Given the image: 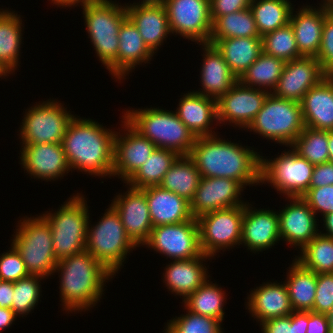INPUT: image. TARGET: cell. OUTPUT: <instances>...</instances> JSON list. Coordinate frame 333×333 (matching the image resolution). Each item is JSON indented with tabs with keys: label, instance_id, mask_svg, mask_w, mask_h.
I'll use <instances>...</instances> for the list:
<instances>
[{
	"label": "cell",
	"instance_id": "1",
	"mask_svg": "<svg viewBox=\"0 0 333 333\" xmlns=\"http://www.w3.org/2000/svg\"><path fill=\"white\" fill-rule=\"evenodd\" d=\"M251 146L221 139L217 134L196 137L188 155L201 177H225L239 181L245 188L261 185V154ZM251 185V186H250Z\"/></svg>",
	"mask_w": 333,
	"mask_h": 333
},
{
	"label": "cell",
	"instance_id": "2",
	"mask_svg": "<svg viewBox=\"0 0 333 333\" xmlns=\"http://www.w3.org/2000/svg\"><path fill=\"white\" fill-rule=\"evenodd\" d=\"M76 116L70 121L61 143L71 172L76 170L111 179L116 131L104 128L94 119Z\"/></svg>",
	"mask_w": 333,
	"mask_h": 333
},
{
	"label": "cell",
	"instance_id": "3",
	"mask_svg": "<svg viewBox=\"0 0 333 333\" xmlns=\"http://www.w3.org/2000/svg\"><path fill=\"white\" fill-rule=\"evenodd\" d=\"M55 272L60 274V305L67 314L94 308L104 295L106 282L115 276L86 250L59 260Z\"/></svg>",
	"mask_w": 333,
	"mask_h": 333
},
{
	"label": "cell",
	"instance_id": "4",
	"mask_svg": "<svg viewBox=\"0 0 333 333\" xmlns=\"http://www.w3.org/2000/svg\"><path fill=\"white\" fill-rule=\"evenodd\" d=\"M81 8L96 56L117 82L118 33L127 18L126 7L117 0H98L81 4Z\"/></svg>",
	"mask_w": 333,
	"mask_h": 333
},
{
	"label": "cell",
	"instance_id": "5",
	"mask_svg": "<svg viewBox=\"0 0 333 333\" xmlns=\"http://www.w3.org/2000/svg\"><path fill=\"white\" fill-rule=\"evenodd\" d=\"M130 109L124 110V119L157 148L172 150L180 156L190 154L196 137L175 111L159 107Z\"/></svg>",
	"mask_w": 333,
	"mask_h": 333
},
{
	"label": "cell",
	"instance_id": "6",
	"mask_svg": "<svg viewBox=\"0 0 333 333\" xmlns=\"http://www.w3.org/2000/svg\"><path fill=\"white\" fill-rule=\"evenodd\" d=\"M70 197L55 212L41 214L50 225L57 261L83 252L86 247L90 206L79 192Z\"/></svg>",
	"mask_w": 333,
	"mask_h": 333
},
{
	"label": "cell",
	"instance_id": "7",
	"mask_svg": "<svg viewBox=\"0 0 333 333\" xmlns=\"http://www.w3.org/2000/svg\"><path fill=\"white\" fill-rule=\"evenodd\" d=\"M12 245L22 257L29 275L48 278L54 275L57 265L53 250L51 228L40 214L24 216L17 221Z\"/></svg>",
	"mask_w": 333,
	"mask_h": 333
},
{
	"label": "cell",
	"instance_id": "8",
	"mask_svg": "<svg viewBox=\"0 0 333 333\" xmlns=\"http://www.w3.org/2000/svg\"><path fill=\"white\" fill-rule=\"evenodd\" d=\"M99 220L93 226L90 219L88 221L85 250L116 276L128 253L138 246L127 235L120 216L111 205Z\"/></svg>",
	"mask_w": 333,
	"mask_h": 333
},
{
	"label": "cell",
	"instance_id": "9",
	"mask_svg": "<svg viewBox=\"0 0 333 333\" xmlns=\"http://www.w3.org/2000/svg\"><path fill=\"white\" fill-rule=\"evenodd\" d=\"M303 128L301 103L278 98L269 93L262 109L246 130L288 148Z\"/></svg>",
	"mask_w": 333,
	"mask_h": 333
},
{
	"label": "cell",
	"instance_id": "10",
	"mask_svg": "<svg viewBox=\"0 0 333 333\" xmlns=\"http://www.w3.org/2000/svg\"><path fill=\"white\" fill-rule=\"evenodd\" d=\"M313 169L314 164L300 157L289 146L287 151L283 150L275 158L261 156L260 183L270 184L277 194L279 192L285 198L301 197L310 188Z\"/></svg>",
	"mask_w": 333,
	"mask_h": 333
},
{
	"label": "cell",
	"instance_id": "11",
	"mask_svg": "<svg viewBox=\"0 0 333 333\" xmlns=\"http://www.w3.org/2000/svg\"><path fill=\"white\" fill-rule=\"evenodd\" d=\"M64 103L48 99L25 109L19 127L20 145L62 143L66 129L75 116Z\"/></svg>",
	"mask_w": 333,
	"mask_h": 333
},
{
	"label": "cell",
	"instance_id": "12",
	"mask_svg": "<svg viewBox=\"0 0 333 333\" xmlns=\"http://www.w3.org/2000/svg\"><path fill=\"white\" fill-rule=\"evenodd\" d=\"M244 205L215 210L197 218L202 253L212 257L241 244Z\"/></svg>",
	"mask_w": 333,
	"mask_h": 333
},
{
	"label": "cell",
	"instance_id": "13",
	"mask_svg": "<svg viewBox=\"0 0 333 333\" xmlns=\"http://www.w3.org/2000/svg\"><path fill=\"white\" fill-rule=\"evenodd\" d=\"M142 247H148L157 254L173 260L201 256L197 218L176 224L153 227L148 240Z\"/></svg>",
	"mask_w": 333,
	"mask_h": 333
},
{
	"label": "cell",
	"instance_id": "14",
	"mask_svg": "<svg viewBox=\"0 0 333 333\" xmlns=\"http://www.w3.org/2000/svg\"><path fill=\"white\" fill-rule=\"evenodd\" d=\"M171 35L197 44L209 43L212 19L210 0H165Z\"/></svg>",
	"mask_w": 333,
	"mask_h": 333
},
{
	"label": "cell",
	"instance_id": "15",
	"mask_svg": "<svg viewBox=\"0 0 333 333\" xmlns=\"http://www.w3.org/2000/svg\"><path fill=\"white\" fill-rule=\"evenodd\" d=\"M269 92L242 84L239 80L217 101L218 125L231 124L245 130L262 109ZM234 124V125H233Z\"/></svg>",
	"mask_w": 333,
	"mask_h": 333
},
{
	"label": "cell",
	"instance_id": "16",
	"mask_svg": "<svg viewBox=\"0 0 333 333\" xmlns=\"http://www.w3.org/2000/svg\"><path fill=\"white\" fill-rule=\"evenodd\" d=\"M121 131H116L114 138V178H121L124 183L144 164L157 148L149 139L142 136L121 116ZM120 132H122L120 134Z\"/></svg>",
	"mask_w": 333,
	"mask_h": 333
},
{
	"label": "cell",
	"instance_id": "17",
	"mask_svg": "<svg viewBox=\"0 0 333 333\" xmlns=\"http://www.w3.org/2000/svg\"><path fill=\"white\" fill-rule=\"evenodd\" d=\"M286 200L289 204L277 211L280 239L301 251L319 233V219L301 197Z\"/></svg>",
	"mask_w": 333,
	"mask_h": 333
},
{
	"label": "cell",
	"instance_id": "18",
	"mask_svg": "<svg viewBox=\"0 0 333 333\" xmlns=\"http://www.w3.org/2000/svg\"><path fill=\"white\" fill-rule=\"evenodd\" d=\"M246 189L239 181L225 177H201L190 209L194 218L215 210L245 205L242 192Z\"/></svg>",
	"mask_w": 333,
	"mask_h": 333
},
{
	"label": "cell",
	"instance_id": "19",
	"mask_svg": "<svg viewBox=\"0 0 333 333\" xmlns=\"http://www.w3.org/2000/svg\"><path fill=\"white\" fill-rule=\"evenodd\" d=\"M19 155V164L34 179L55 181L71 171L61 143L21 145Z\"/></svg>",
	"mask_w": 333,
	"mask_h": 333
},
{
	"label": "cell",
	"instance_id": "20",
	"mask_svg": "<svg viewBox=\"0 0 333 333\" xmlns=\"http://www.w3.org/2000/svg\"><path fill=\"white\" fill-rule=\"evenodd\" d=\"M327 75L315 57H300L285 63L272 94L278 98L301 102L304 95Z\"/></svg>",
	"mask_w": 333,
	"mask_h": 333
},
{
	"label": "cell",
	"instance_id": "21",
	"mask_svg": "<svg viewBox=\"0 0 333 333\" xmlns=\"http://www.w3.org/2000/svg\"><path fill=\"white\" fill-rule=\"evenodd\" d=\"M127 191L118 193L112 199L111 206L120 216L127 235L141 247L149 238L152 231V221L149 206L143 189L130 187Z\"/></svg>",
	"mask_w": 333,
	"mask_h": 333
},
{
	"label": "cell",
	"instance_id": "22",
	"mask_svg": "<svg viewBox=\"0 0 333 333\" xmlns=\"http://www.w3.org/2000/svg\"><path fill=\"white\" fill-rule=\"evenodd\" d=\"M252 206L244 205L240 245L259 254L280 242L279 217L277 211Z\"/></svg>",
	"mask_w": 333,
	"mask_h": 333
},
{
	"label": "cell",
	"instance_id": "23",
	"mask_svg": "<svg viewBox=\"0 0 333 333\" xmlns=\"http://www.w3.org/2000/svg\"><path fill=\"white\" fill-rule=\"evenodd\" d=\"M319 6L304 5L293 8L290 25L293 29L297 47L301 56L317 57L321 45L322 29L328 11L321 3ZM316 7V8H315ZM295 12V13H293Z\"/></svg>",
	"mask_w": 333,
	"mask_h": 333
},
{
	"label": "cell",
	"instance_id": "24",
	"mask_svg": "<svg viewBox=\"0 0 333 333\" xmlns=\"http://www.w3.org/2000/svg\"><path fill=\"white\" fill-rule=\"evenodd\" d=\"M181 96L183 97L179 99L175 112L193 135L203 137L218 133L213 131L214 127L212 126L215 125V122L216 125L218 124L216 99L201 95L193 90Z\"/></svg>",
	"mask_w": 333,
	"mask_h": 333
},
{
	"label": "cell",
	"instance_id": "25",
	"mask_svg": "<svg viewBox=\"0 0 333 333\" xmlns=\"http://www.w3.org/2000/svg\"><path fill=\"white\" fill-rule=\"evenodd\" d=\"M248 294L247 307L257 323L271 318L290 315L293 312L285 282H263Z\"/></svg>",
	"mask_w": 333,
	"mask_h": 333
},
{
	"label": "cell",
	"instance_id": "26",
	"mask_svg": "<svg viewBox=\"0 0 333 333\" xmlns=\"http://www.w3.org/2000/svg\"><path fill=\"white\" fill-rule=\"evenodd\" d=\"M213 258L202 254L201 256L173 260L165 266L162 280L168 291L174 296H182V301L197 288H199L209 277V270L205 266L206 260ZM204 263V264H203ZM205 266V267H204Z\"/></svg>",
	"mask_w": 333,
	"mask_h": 333
},
{
	"label": "cell",
	"instance_id": "27",
	"mask_svg": "<svg viewBox=\"0 0 333 333\" xmlns=\"http://www.w3.org/2000/svg\"><path fill=\"white\" fill-rule=\"evenodd\" d=\"M203 50V62L200 67L201 88L194 90L204 96L218 99L226 94L238 81L217 48L210 43L198 44ZM202 90V91H201Z\"/></svg>",
	"mask_w": 333,
	"mask_h": 333
},
{
	"label": "cell",
	"instance_id": "28",
	"mask_svg": "<svg viewBox=\"0 0 333 333\" xmlns=\"http://www.w3.org/2000/svg\"><path fill=\"white\" fill-rule=\"evenodd\" d=\"M127 17L155 54L171 34L164 5H125ZM157 51V52H156Z\"/></svg>",
	"mask_w": 333,
	"mask_h": 333
},
{
	"label": "cell",
	"instance_id": "29",
	"mask_svg": "<svg viewBox=\"0 0 333 333\" xmlns=\"http://www.w3.org/2000/svg\"><path fill=\"white\" fill-rule=\"evenodd\" d=\"M152 226L176 224L193 219L190 202L160 185L144 188Z\"/></svg>",
	"mask_w": 333,
	"mask_h": 333
},
{
	"label": "cell",
	"instance_id": "30",
	"mask_svg": "<svg viewBox=\"0 0 333 333\" xmlns=\"http://www.w3.org/2000/svg\"><path fill=\"white\" fill-rule=\"evenodd\" d=\"M300 103L304 127L333 130V76L312 87Z\"/></svg>",
	"mask_w": 333,
	"mask_h": 333
},
{
	"label": "cell",
	"instance_id": "31",
	"mask_svg": "<svg viewBox=\"0 0 333 333\" xmlns=\"http://www.w3.org/2000/svg\"><path fill=\"white\" fill-rule=\"evenodd\" d=\"M117 81L126 79L138 65L150 63L155 55L145 44L138 28L127 17L119 29Z\"/></svg>",
	"mask_w": 333,
	"mask_h": 333
},
{
	"label": "cell",
	"instance_id": "32",
	"mask_svg": "<svg viewBox=\"0 0 333 333\" xmlns=\"http://www.w3.org/2000/svg\"><path fill=\"white\" fill-rule=\"evenodd\" d=\"M22 22L21 15L17 12L9 8L0 11V69L7 76L15 74V70L20 66L24 30Z\"/></svg>",
	"mask_w": 333,
	"mask_h": 333
},
{
	"label": "cell",
	"instance_id": "33",
	"mask_svg": "<svg viewBox=\"0 0 333 333\" xmlns=\"http://www.w3.org/2000/svg\"><path fill=\"white\" fill-rule=\"evenodd\" d=\"M209 43L222 54L238 79L262 53L261 37L210 39Z\"/></svg>",
	"mask_w": 333,
	"mask_h": 333
},
{
	"label": "cell",
	"instance_id": "34",
	"mask_svg": "<svg viewBox=\"0 0 333 333\" xmlns=\"http://www.w3.org/2000/svg\"><path fill=\"white\" fill-rule=\"evenodd\" d=\"M290 266L284 282L293 311L313 312L317 274L303 267L295 259Z\"/></svg>",
	"mask_w": 333,
	"mask_h": 333
},
{
	"label": "cell",
	"instance_id": "35",
	"mask_svg": "<svg viewBox=\"0 0 333 333\" xmlns=\"http://www.w3.org/2000/svg\"><path fill=\"white\" fill-rule=\"evenodd\" d=\"M226 292L209 278L183 301L185 310L223 322Z\"/></svg>",
	"mask_w": 333,
	"mask_h": 333
},
{
	"label": "cell",
	"instance_id": "36",
	"mask_svg": "<svg viewBox=\"0 0 333 333\" xmlns=\"http://www.w3.org/2000/svg\"><path fill=\"white\" fill-rule=\"evenodd\" d=\"M201 175L193 160L187 156H179L166 172L160 186L187 199H193L198 188Z\"/></svg>",
	"mask_w": 333,
	"mask_h": 333
},
{
	"label": "cell",
	"instance_id": "37",
	"mask_svg": "<svg viewBox=\"0 0 333 333\" xmlns=\"http://www.w3.org/2000/svg\"><path fill=\"white\" fill-rule=\"evenodd\" d=\"M179 156L172 150L156 148L125 184L137 189L160 185Z\"/></svg>",
	"mask_w": 333,
	"mask_h": 333
},
{
	"label": "cell",
	"instance_id": "38",
	"mask_svg": "<svg viewBox=\"0 0 333 333\" xmlns=\"http://www.w3.org/2000/svg\"><path fill=\"white\" fill-rule=\"evenodd\" d=\"M260 37L290 22V0H252L250 5Z\"/></svg>",
	"mask_w": 333,
	"mask_h": 333
},
{
	"label": "cell",
	"instance_id": "39",
	"mask_svg": "<svg viewBox=\"0 0 333 333\" xmlns=\"http://www.w3.org/2000/svg\"><path fill=\"white\" fill-rule=\"evenodd\" d=\"M285 63L281 59L262 52L238 80L246 86L272 93L280 79Z\"/></svg>",
	"mask_w": 333,
	"mask_h": 333
},
{
	"label": "cell",
	"instance_id": "40",
	"mask_svg": "<svg viewBox=\"0 0 333 333\" xmlns=\"http://www.w3.org/2000/svg\"><path fill=\"white\" fill-rule=\"evenodd\" d=\"M211 19L210 39L260 37L250 8Z\"/></svg>",
	"mask_w": 333,
	"mask_h": 333
},
{
	"label": "cell",
	"instance_id": "41",
	"mask_svg": "<svg viewBox=\"0 0 333 333\" xmlns=\"http://www.w3.org/2000/svg\"><path fill=\"white\" fill-rule=\"evenodd\" d=\"M295 256L303 267L316 274L333 273V238L318 233Z\"/></svg>",
	"mask_w": 333,
	"mask_h": 333
},
{
	"label": "cell",
	"instance_id": "42",
	"mask_svg": "<svg viewBox=\"0 0 333 333\" xmlns=\"http://www.w3.org/2000/svg\"><path fill=\"white\" fill-rule=\"evenodd\" d=\"M328 131L304 127L290 146L302 158L316 165L328 162Z\"/></svg>",
	"mask_w": 333,
	"mask_h": 333
},
{
	"label": "cell",
	"instance_id": "43",
	"mask_svg": "<svg viewBox=\"0 0 333 333\" xmlns=\"http://www.w3.org/2000/svg\"><path fill=\"white\" fill-rule=\"evenodd\" d=\"M261 39L264 54L274 56L284 62L302 57L290 23L265 34Z\"/></svg>",
	"mask_w": 333,
	"mask_h": 333
},
{
	"label": "cell",
	"instance_id": "44",
	"mask_svg": "<svg viewBox=\"0 0 333 333\" xmlns=\"http://www.w3.org/2000/svg\"><path fill=\"white\" fill-rule=\"evenodd\" d=\"M44 278L40 276L29 275L26 278L14 282V293L12 298V310L20 317H25L32 313L38 305L42 295L41 281Z\"/></svg>",
	"mask_w": 333,
	"mask_h": 333
},
{
	"label": "cell",
	"instance_id": "45",
	"mask_svg": "<svg viewBox=\"0 0 333 333\" xmlns=\"http://www.w3.org/2000/svg\"><path fill=\"white\" fill-rule=\"evenodd\" d=\"M168 321L164 333H224L220 320L188 310L185 314L175 316Z\"/></svg>",
	"mask_w": 333,
	"mask_h": 333
},
{
	"label": "cell",
	"instance_id": "46",
	"mask_svg": "<svg viewBox=\"0 0 333 333\" xmlns=\"http://www.w3.org/2000/svg\"><path fill=\"white\" fill-rule=\"evenodd\" d=\"M10 246L11 249L0 254V279L14 283L28 277L29 274L18 251L12 244Z\"/></svg>",
	"mask_w": 333,
	"mask_h": 333
},
{
	"label": "cell",
	"instance_id": "47",
	"mask_svg": "<svg viewBox=\"0 0 333 333\" xmlns=\"http://www.w3.org/2000/svg\"><path fill=\"white\" fill-rule=\"evenodd\" d=\"M301 198L317 215L322 216L333 212V185L310 187Z\"/></svg>",
	"mask_w": 333,
	"mask_h": 333
},
{
	"label": "cell",
	"instance_id": "48",
	"mask_svg": "<svg viewBox=\"0 0 333 333\" xmlns=\"http://www.w3.org/2000/svg\"><path fill=\"white\" fill-rule=\"evenodd\" d=\"M317 60L327 76H333V14H327L322 29V38Z\"/></svg>",
	"mask_w": 333,
	"mask_h": 333
},
{
	"label": "cell",
	"instance_id": "49",
	"mask_svg": "<svg viewBox=\"0 0 333 333\" xmlns=\"http://www.w3.org/2000/svg\"><path fill=\"white\" fill-rule=\"evenodd\" d=\"M333 308V273L317 274L313 312L327 314Z\"/></svg>",
	"mask_w": 333,
	"mask_h": 333
},
{
	"label": "cell",
	"instance_id": "50",
	"mask_svg": "<svg viewBox=\"0 0 333 333\" xmlns=\"http://www.w3.org/2000/svg\"><path fill=\"white\" fill-rule=\"evenodd\" d=\"M252 0H210L211 17H220L250 7Z\"/></svg>",
	"mask_w": 333,
	"mask_h": 333
},
{
	"label": "cell",
	"instance_id": "51",
	"mask_svg": "<svg viewBox=\"0 0 333 333\" xmlns=\"http://www.w3.org/2000/svg\"><path fill=\"white\" fill-rule=\"evenodd\" d=\"M333 185V163L314 165L310 187Z\"/></svg>",
	"mask_w": 333,
	"mask_h": 333
},
{
	"label": "cell",
	"instance_id": "52",
	"mask_svg": "<svg viewBox=\"0 0 333 333\" xmlns=\"http://www.w3.org/2000/svg\"><path fill=\"white\" fill-rule=\"evenodd\" d=\"M259 326L262 333H292L291 314L268 319Z\"/></svg>",
	"mask_w": 333,
	"mask_h": 333
},
{
	"label": "cell",
	"instance_id": "53",
	"mask_svg": "<svg viewBox=\"0 0 333 333\" xmlns=\"http://www.w3.org/2000/svg\"><path fill=\"white\" fill-rule=\"evenodd\" d=\"M306 333H329V325L326 314L309 311Z\"/></svg>",
	"mask_w": 333,
	"mask_h": 333
},
{
	"label": "cell",
	"instance_id": "54",
	"mask_svg": "<svg viewBox=\"0 0 333 333\" xmlns=\"http://www.w3.org/2000/svg\"><path fill=\"white\" fill-rule=\"evenodd\" d=\"M308 324V312L293 311L291 313L292 333H306Z\"/></svg>",
	"mask_w": 333,
	"mask_h": 333
},
{
	"label": "cell",
	"instance_id": "55",
	"mask_svg": "<svg viewBox=\"0 0 333 333\" xmlns=\"http://www.w3.org/2000/svg\"><path fill=\"white\" fill-rule=\"evenodd\" d=\"M13 293V282L0 281V307L12 309Z\"/></svg>",
	"mask_w": 333,
	"mask_h": 333
},
{
	"label": "cell",
	"instance_id": "56",
	"mask_svg": "<svg viewBox=\"0 0 333 333\" xmlns=\"http://www.w3.org/2000/svg\"><path fill=\"white\" fill-rule=\"evenodd\" d=\"M17 315L10 308L0 307V333L11 327L12 324L17 320ZM5 329V330H4Z\"/></svg>",
	"mask_w": 333,
	"mask_h": 333
},
{
	"label": "cell",
	"instance_id": "57",
	"mask_svg": "<svg viewBox=\"0 0 333 333\" xmlns=\"http://www.w3.org/2000/svg\"><path fill=\"white\" fill-rule=\"evenodd\" d=\"M323 220V228L324 229L321 231V229H319V233L326 236V237H331L333 238V212L326 214L322 217Z\"/></svg>",
	"mask_w": 333,
	"mask_h": 333
},
{
	"label": "cell",
	"instance_id": "58",
	"mask_svg": "<svg viewBox=\"0 0 333 333\" xmlns=\"http://www.w3.org/2000/svg\"><path fill=\"white\" fill-rule=\"evenodd\" d=\"M49 1H51V4L53 3V5H57L59 8L60 7L75 8V7H77V5L80 6L81 4H85L88 2H94V1H98V0H49Z\"/></svg>",
	"mask_w": 333,
	"mask_h": 333
},
{
	"label": "cell",
	"instance_id": "59",
	"mask_svg": "<svg viewBox=\"0 0 333 333\" xmlns=\"http://www.w3.org/2000/svg\"><path fill=\"white\" fill-rule=\"evenodd\" d=\"M328 162L333 163V130L328 131Z\"/></svg>",
	"mask_w": 333,
	"mask_h": 333
},
{
	"label": "cell",
	"instance_id": "60",
	"mask_svg": "<svg viewBox=\"0 0 333 333\" xmlns=\"http://www.w3.org/2000/svg\"><path fill=\"white\" fill-rule=\"evenodd\" d=\"M164 1L165 0H141V2H140V0L137 2H133V4L132 3H125L124 5H162V4H164Z\"/></svg>",
	"mask_w": 333,
	"mask_h": 333
},
{
	"label": "cell",
	"instance_id": "61",
	"mask_svg": "<svg viewBox=\"0 0 333 333\" xmlns=\"http://www.w3.org/2000/svg\"><path fill=\"white\" fill-rule=\"evenodd\" d=\"M329 14H333V0H324L321 3Z\"/></svg>",
	"mask_w": 333,
	"mask_h": 333
},
{
	"label": "cell",
	"instance_id": "62",
	"mask_svg": "<svg viewBox=\"0 0 333 333\" xmlns=\"http://www.w3.org/2000/svg\"><path fill=\"white\" fill-rule=\"evenodd\" d=\"M329 325V333H333V308L326 314Z\"/></svg>",
	"mask_w": 333,
	"mask_h": 333
},
{
	"label": "cell",
	"instance_id": "63",
	"mask_svg": "<svg viewBox=\"0 0 333 333\" xmlns=\"http://www.w3.org/2000/svg\"><path fill=\"white\" fill-rule=\"evenodd\" d=\"M5 77H8V76L0 69V78L3 79Z\"/></svg>",
	"mask_w": 333,
	"mask_h": 333
}]
</instances>
